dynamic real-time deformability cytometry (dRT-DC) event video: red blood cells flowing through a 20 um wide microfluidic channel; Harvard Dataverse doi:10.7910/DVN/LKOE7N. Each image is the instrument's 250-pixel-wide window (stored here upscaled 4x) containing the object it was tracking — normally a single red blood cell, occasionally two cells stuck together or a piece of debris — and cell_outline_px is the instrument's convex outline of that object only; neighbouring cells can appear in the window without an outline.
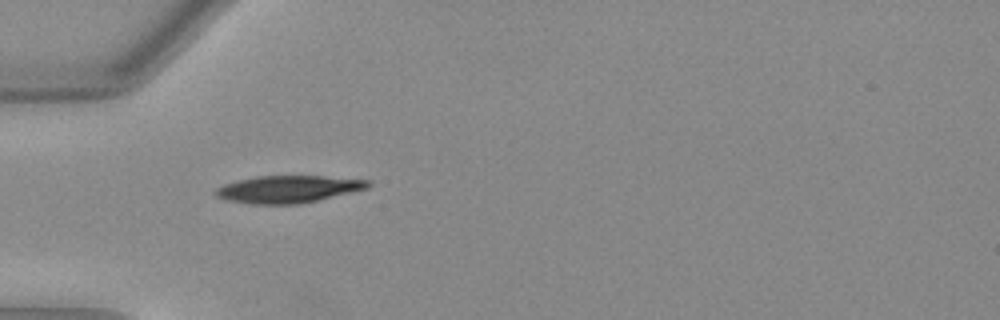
{"species": "Egyptian fruit bat (a non-hibernating species)", "species_latin": "Rousettus aegyptiacus", "temperature_condition": "warm", "stored_images_in_passage": 36, "camera_frame_rate_fps": 3000, "um_per_image_px": 0.085, "animal": {"sex": "female"}, "frame": {"image": 1, "passage_image": 1, "time_ms": 0.0, "image_size_px": [1000, 320], "cell_outline_px": [[372, 184], [368, 188], [320, 200], [300, 204], [252, 204], [228, 200], [216, 196], [212, 192], [216, 188], [224, 184], [236, 180], [256, 176], [324, 176], [372, 180]], "centroid_in_image_um": [24.51, 16.07], "position_along_channel_um": 60.5, "area_um2": 24.45}}
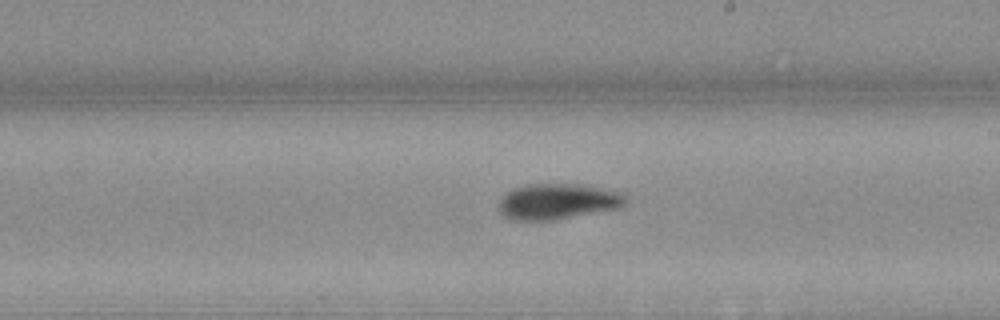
{"frame": {"image": 2, "passage_image": 15, "time_ms": 4.667, "image_size_px": [1000, 320], "cell_outline_px": [[628, 196], [624, 204], [620, 208], [552, 220], [512, 220], [504, 216], [500, 212], [496, 204], [500, 196], [504, 192], [512, 188], [528, 184], [592, 184], [624, 192]], "centroid_in_image_um": [47.41, 17.1], "position_along_channel_um": 241.6, "area_um2": 27.22}}
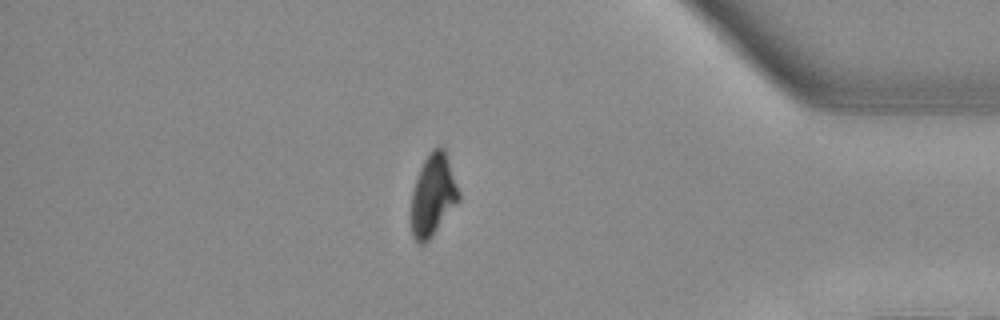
{"frame": {"image": 3, "passage_image": 29, "time_ms": 9.333, "image_size_px": [1000, 320], "cell_outline_px": [[460, 200], [432, 236], [424, 244], [420, 244], [412, 236], [412, 192], [420, 168], [424, 160], [432, 148], [444, 148], [460, 192]], "centroid_in_image_um": [36.82, 16.59], "position_along_channel_um": 398.4, "area_um2": 22.37}, "authors_computed_cell_mechanics": {"area_um2": 25.3164, "velocity_mm_per_s": 3.996, "shape_relaxation_time_tau1_ms": 3.38, "shape_relaxation_time_tau2_ms": 4.1167, "deformation_change_tau1": 0.1748, "deformation_change_tau2": 0.0614}}